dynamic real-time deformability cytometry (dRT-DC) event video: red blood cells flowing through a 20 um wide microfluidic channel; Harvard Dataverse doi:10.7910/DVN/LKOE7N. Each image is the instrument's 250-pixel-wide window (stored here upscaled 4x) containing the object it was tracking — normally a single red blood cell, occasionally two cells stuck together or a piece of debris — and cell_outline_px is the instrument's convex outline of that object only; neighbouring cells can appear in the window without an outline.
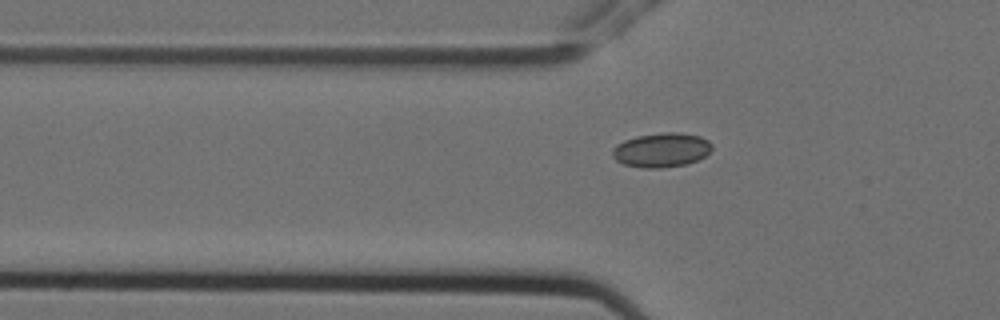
{"species": "Egyptian fruit bat (a non-hibernating species)", "species_latin": "Rousettus aegyptiacus", "temperature_condition": "cold", "stored_images_in_passage": 6, "camera_frame_rate_fps": 3000, "um_per_image_px": 0.085, "animal": {"sex": "female"}, "frame": {"image": 1, "passage_image": 6, "time_ms": 1.667, "image_size_px": [1000, 320], "cell_outline_px": [[712, 148], [704, 156], [688, 164], [660, 168], [644, 168], [624, 164], [616, 160], [612, 156], [612, 148], [616, 144], [624, 140], [636, 136], [664, 132], [680, 132], [700, 136], [708, 140], [712, 144]], "centroid_in_image_um": [56.21, 12.74], "position_along_channel_um": 69.6, "area_um2": 20.0}}